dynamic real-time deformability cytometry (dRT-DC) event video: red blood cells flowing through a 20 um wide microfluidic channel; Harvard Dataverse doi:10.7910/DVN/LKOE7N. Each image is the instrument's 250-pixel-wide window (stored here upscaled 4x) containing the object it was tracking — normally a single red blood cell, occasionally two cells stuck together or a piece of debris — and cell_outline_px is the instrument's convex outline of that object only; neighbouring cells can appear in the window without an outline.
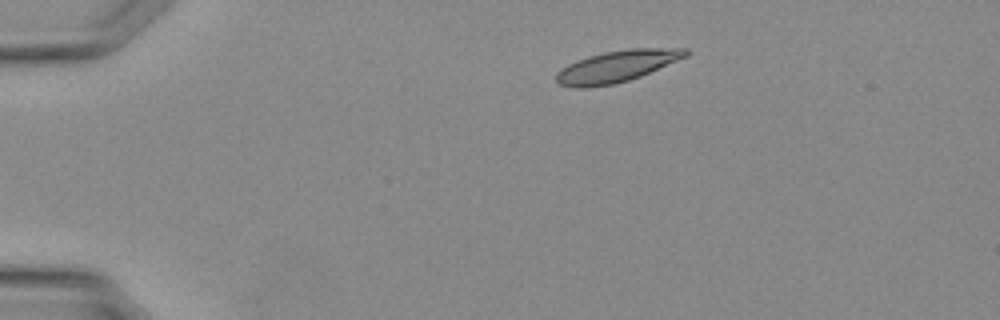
{"species": "Egyptian fruit bat (a non-hibernating species)", "species_latin": "Rousettus aegyptiacus", "temperature_condition": "warm", "stored_images_in_passage": 8, "camera_frame_rate_fps": 3000, "um_per_image_px": 0.085, "animal": {"sex": "female"}, "frame": {"image": 1, "passage_image": 1, "time_ms": 0.0, "image_size_px": [1000, 320], "cell_outline_px": [[688, 56], [640, 76], [628, 80], [612, 84], [588, 88], [572, 88], [560, 84], [556, 80], [556, 72], [568, 64], [604, 52], [632, 48], [688, 48]], "centroid_in_image_um": [52.44, 5.64], "position_along_channel_um": 32.6, "area_um2": 23.52}}
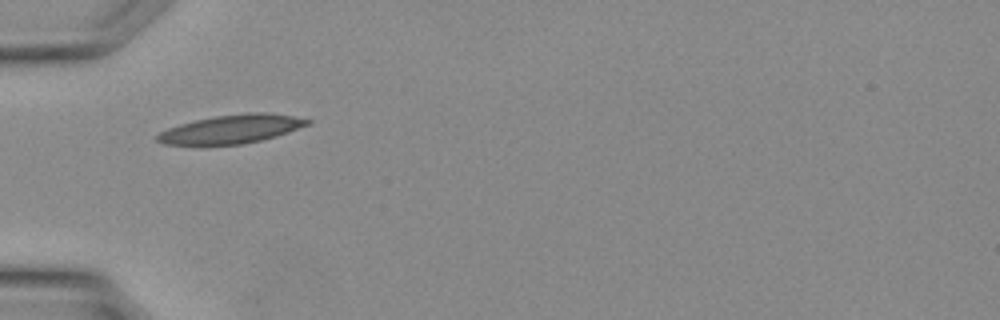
{"frame": {"image": 2, "passage_image": 6, "time_ms": 1.667, "image_size_px": [1000, 320], "cell_outline_px": [[312, 120], [308, 124], [288, 132], [276, 136], [260, 140], [240, 144], [164, 144], [156, 140], [156, 136], [160, 132], [168, 128], [180, 124], [196, 120], [216, 116], [244, 112], [268, 112], [292, 116]], "centroid_in_image_um": [19.68, 10.95], "position_along_channel_um": 65.3, "area_um2": 24.62}}
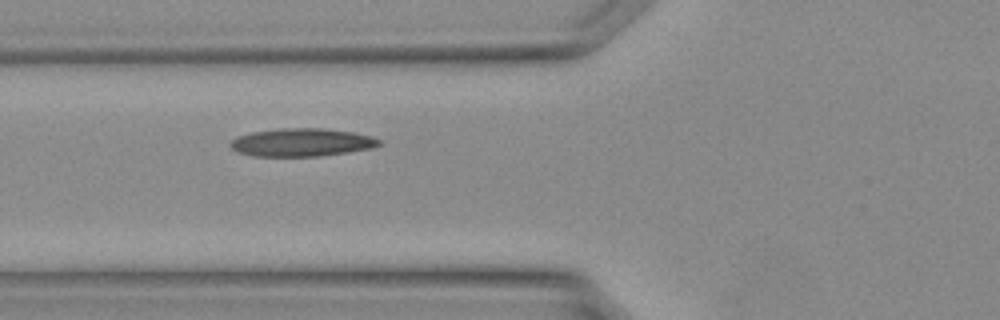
{"frame": {"image": 3, "passage_image": 8, "time_ms": 2.333, "image_size_px": [1000, 320], "cell_outline_px": [[380, 144], [372, 148], [348, 152], [320, 156], [252, 156], [236, 152], [228, 144], [236, 136], [252, 132], [280, 128], [324, 128], [352, 132], [372, 136], [380, 140]], "centroid_in_image_um": [25.61, 12.1], "position_along_channel_um": 100.2, "area_um2": 24.39}}